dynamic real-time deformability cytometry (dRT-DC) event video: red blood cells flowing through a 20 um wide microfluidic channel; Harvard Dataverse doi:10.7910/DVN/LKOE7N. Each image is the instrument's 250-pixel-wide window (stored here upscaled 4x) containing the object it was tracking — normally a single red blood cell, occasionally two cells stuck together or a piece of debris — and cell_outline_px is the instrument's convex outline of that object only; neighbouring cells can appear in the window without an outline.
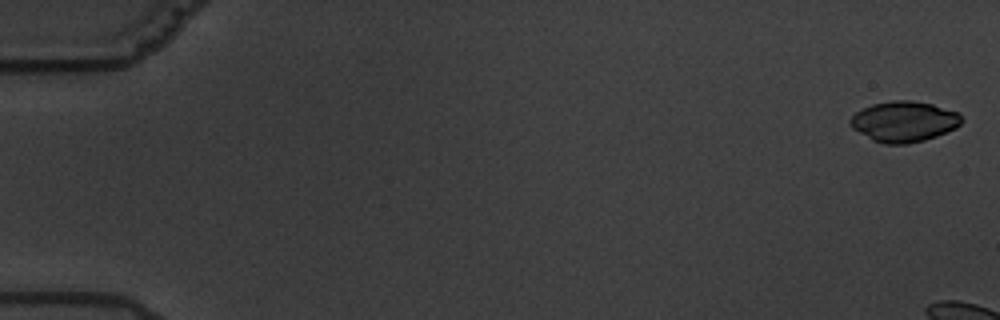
{"species": "common noctule bat (a hibernating species)", "species_latin": "Nyctalus noctula", "temperature_condition": "warm", "stored_images_in_passage": 7, "segment_of_instrument_passage": [1, 2], "camera_frame_rate_fps": 3000, "um_per_image_px": 0.085, "animal": {"sex": "male", "body_mass_g": 19.5, "forearm_length_mm": 54.6}, "frame": {"image": 1, "passage_image": 1, "time_ms": 0.0, "image_size_px": [1000, 320], "cell_outline_px": [[964, 120], [956, 128], [936, 136], [924, 140], [908, 144], [884, 144], [872, 140], [852, 128], [848, 124], [848, 120], [856, 112], [872, 104], [892, 100], [912, 100], [932, 104], [960, 112]], "centroid_in_image_um": [76.85, 10.33], "position_along_channel_um": 8.2, "area_um2": 26.59}}